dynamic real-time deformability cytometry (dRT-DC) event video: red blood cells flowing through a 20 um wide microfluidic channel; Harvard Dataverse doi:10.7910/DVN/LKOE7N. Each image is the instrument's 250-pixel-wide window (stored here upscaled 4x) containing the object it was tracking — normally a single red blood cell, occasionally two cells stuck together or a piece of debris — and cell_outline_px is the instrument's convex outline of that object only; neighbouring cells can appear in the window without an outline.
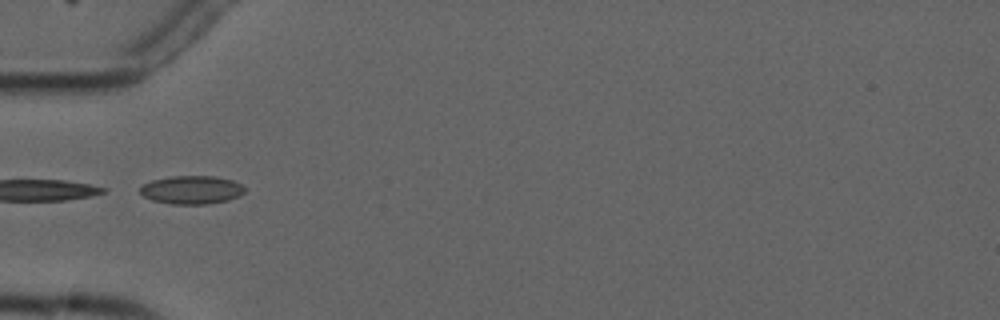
{"species": "common noctule bat (a hibernating species)", "species_latin": "Nyctalus noctula", "temperature_condition": "cold", "stored_images_in_passage": 6, "camera_frame_rate_fps": 3000, "um_per_image_px": 0.085, "animal": {"sex": "male", "forearm_length_mm": 52.5}, "frame": {"image": 1, "passage_image": 1, "time_ms": 0.0, "image_size_px": [1000, 320], "cell_outline_px": [[244, 192], [240, 196], [228, 200], [208, 204], [172, 204], [152, 200], [144, 196], [140, 192], [140, 188], [144, 184], [152, 180], [172, 176], [216, 176], [232, 180], [240, 184], [244, 188]], "centroid_in_image_um": [16.3, 16.14], "position_along_channel_um": 68.7, "area_um2": 17.22}}
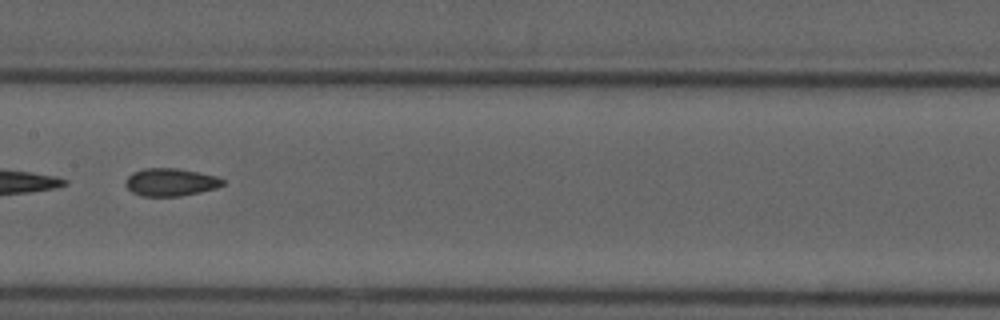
{"frame": {"image": 2, "passage_image": 4, "time_ms": 3.333, "image_size_px": [1000, 320], "cell_outline_px": [[224, 184], [216, 188], [200, 192], [180, 196], [140, 196], [132, 192], [124, 184], [124, 180], [132, 172], [144, 168], [176, 168], [216, 176], [224, 180]], "centroid_in_image_um": [14.45, 15.48], "position_along_channel_um": 192.9, "area_um2": 15.72}}
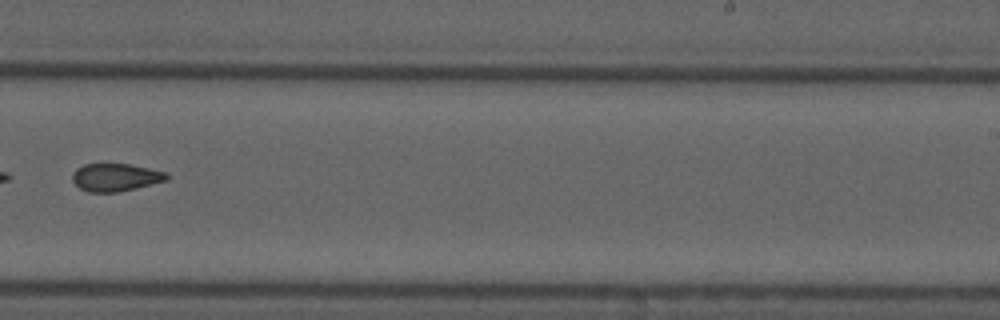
{"frame": {"image": 3, "passage_image": 6, "time_ms": 5.667, "image_size_px": [1000, 320], "cell_outline_px": [[168, 180], [120, 192], [88, 192], [80, 188], [72, 180], [72, 176], [76, 168], [84, 164], [128, 164], [148, 168], [164, 172], [168, 176]], "centroid_in_image_um": [9.8, 15.08], "position_along_channel_um": 279.2, "area_um2": 15.14}}